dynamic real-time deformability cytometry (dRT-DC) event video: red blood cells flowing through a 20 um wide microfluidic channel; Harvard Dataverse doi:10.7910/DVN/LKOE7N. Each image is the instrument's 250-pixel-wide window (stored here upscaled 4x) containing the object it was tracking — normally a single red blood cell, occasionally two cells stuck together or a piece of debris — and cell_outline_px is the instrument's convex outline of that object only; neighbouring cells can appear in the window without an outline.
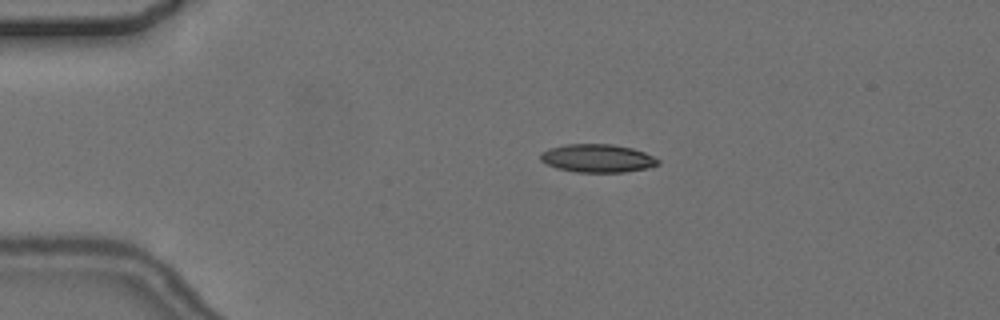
{"species": "common noctule bat (a hibernating species)", "species_latin": "Nyctalus noctula", "temperature_condition": "cold", "stored_images_in_passage": 2, "camera_frame_rate_fps": 3000, "um_per_image_px": 0.085, "animal": {"sex": "female", "body_mass_g": 24.6, "forearm_length_mm": 56.2}, "frame": {"image": 1, "passage_image": 1, "time_ms": 0.0, "image_size_px": [1000, 320], "cell_outline_px": [[660, 164], [648, 168], [624, 172], [576, 172], [556, 168], [540, 160], [540, 152], [548, 148], [564, 144], [612, 144], [632, 148], [644, 152], [660, 160]], "centroid_in_image_um": [50.77, 13.45], "position_along_channel_um": 34.2, "area_um2": 19.42}}